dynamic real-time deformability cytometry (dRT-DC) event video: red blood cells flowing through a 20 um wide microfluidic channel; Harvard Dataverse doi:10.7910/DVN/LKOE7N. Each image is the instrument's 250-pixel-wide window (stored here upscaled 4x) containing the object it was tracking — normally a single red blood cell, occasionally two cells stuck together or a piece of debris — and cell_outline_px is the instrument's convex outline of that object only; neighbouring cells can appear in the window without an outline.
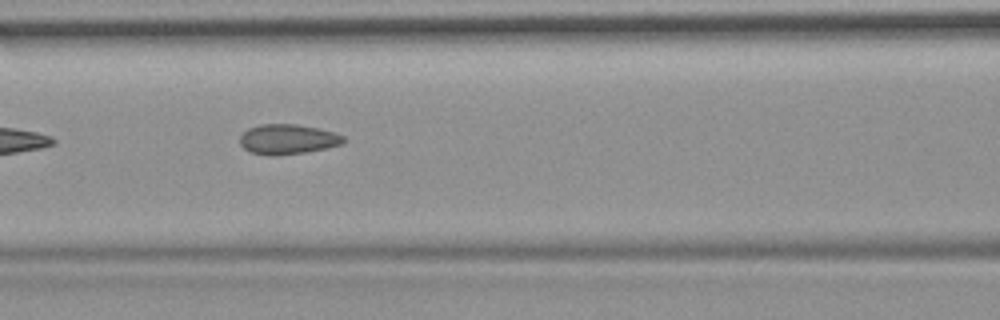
{"species": "common noctule bat (a hibernating species)", "species_latin": "Nyctalus noctula", "temperature_condition": "room temperature", "stored_images_in_passage": 5, "camera_frame_rate_fps": 3000, "um_per_image_px": 0.085, "animal": {"sex": "female", "body_mass_g": 19.9}, "frame": {"image": 1, "passage_image": 4, "time_ms": 1.0, "image_size_px": [1000, 320], "cell_outline_px": [[344, 144], [304, 152], [276, 156], [268, 156], [248, 152], [240, 144], [240, 136], [248, 128], [260, 124], [296, 124], [316, 128], [332, 132], [344, 136]], "centroid_in_image_um": [24.41, 11.84], "position_along_channel_um": 142.2, "area_um2": 18.09}}